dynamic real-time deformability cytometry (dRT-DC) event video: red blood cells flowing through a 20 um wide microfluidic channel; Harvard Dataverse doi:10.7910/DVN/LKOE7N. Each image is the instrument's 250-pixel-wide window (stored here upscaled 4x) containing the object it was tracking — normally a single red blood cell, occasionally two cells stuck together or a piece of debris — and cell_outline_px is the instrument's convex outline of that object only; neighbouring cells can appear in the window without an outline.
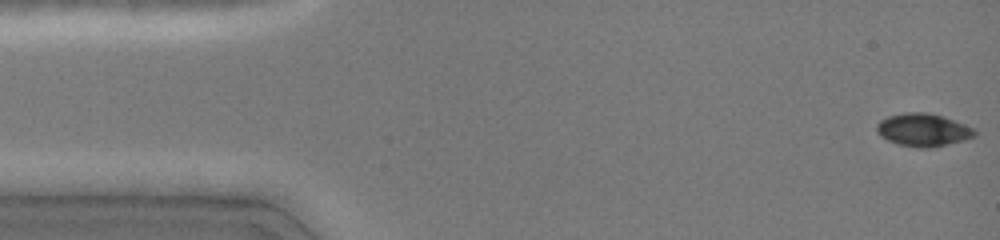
{"species": "common noctule bat (a hibernating species)", "species_latin": "Nyctalus noctula", "temperature_condition": "cold", "stored_images_in_passage": 46, "camera_frame_rate_fps": 3000, "um_per_image_px": 0.085, "animal": {"sex": "female", "body_mass_g": 19.0, "forearm_length_mm": 51.5}, "frame": {"image": 1, "passage_image": 1, "time_ms": 0.0, "image_size_px": [1000, 240], "cell_outline_px": [[976, 136], [964, 140], [932, 148], [920, 148], [900, 144], [888, 140], [880, 136], [876, 132], [876, 124], [880, 120], [888, 116], [904, 112], [928, 112], [944, 116], [976, 128]], "centroid_in_image_um": [78.49, 11.03], "position_along_channel_um": 6.5, "area_um2": 19.02}}
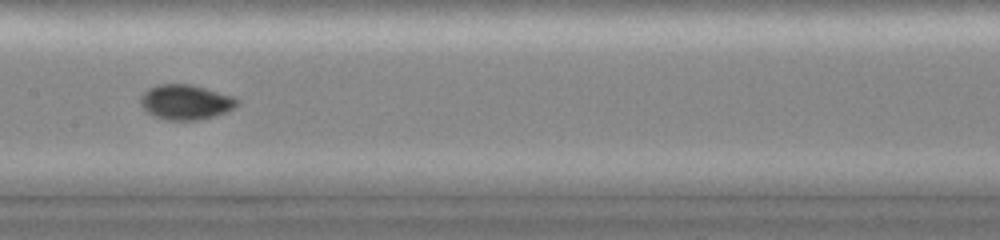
{"frame": {"image": 2, "passage_image": 22, "time_ms": 7.333, "image_size_px": [1000, 240], "cell_outline_px": [[240, 104], [228, 112], [196, 120], [164, 120], [152, 116], [140, 104], [140, 96], [148, 88], [156, 84], [192, 84], [232, 96], [240, 100]], "centroid_in_image_um": [15.78, 8.68], "position_along_channel_um": 191.6, "area_um2": 19.88}}
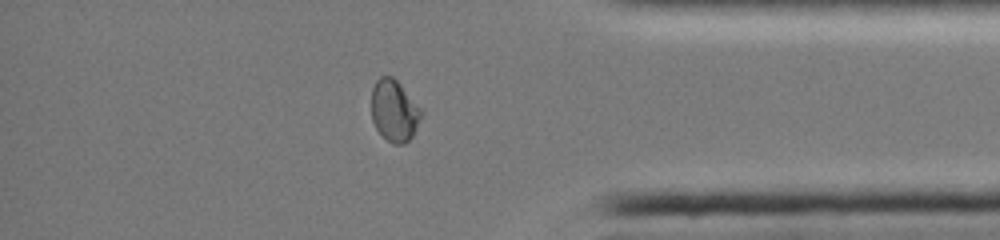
{"frame": {"image": 3, "passage_image": 39, "time_ms": 12.667, "image_size_px": [1000, 240], "cell_outline_px": [[424, 112], [412, 136], [404, 144], [392, 144], [376, 128], [372, 120], [372, 88], [376, 80], [380, 76], [392, 76], [400, 84]], "centroid_in_image_um": [33.51, 9.4], "position_along_channel_um": 401.7, "area_um2": 17.74}}